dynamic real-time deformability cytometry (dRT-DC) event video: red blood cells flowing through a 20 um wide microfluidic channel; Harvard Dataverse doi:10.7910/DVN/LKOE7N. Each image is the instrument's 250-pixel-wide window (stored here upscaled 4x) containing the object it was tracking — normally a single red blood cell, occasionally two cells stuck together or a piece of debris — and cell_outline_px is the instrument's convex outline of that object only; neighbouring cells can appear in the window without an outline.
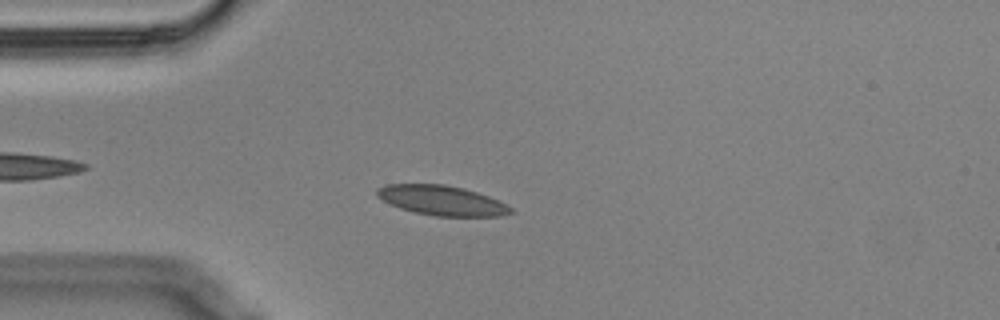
{"species": "Egyptian fruit bat (a non-hibernating species)", "species_latin": "Rousettus aegyptiacus", "temperature_condition": "cold", "stored_images_in_passage": 57, "camera_frame_rate_fps": 3000, "um_per_image_px": 0.085, "animal": {"sex": "male"}, "frame": {"image": 1, "passage_image": 14, "time_ms": 4.333, "image_size_px": [1000, 320], "cell_outline_px": [[516, 212], [504, 216], [436, 216], [416, 212], [400, 208], [376, 196], [376, 188], [384, 184], [444, 184], [464, 188], [488, 196], [508, 204]], "centroid_in_image_um": [37.59, 17.03], "position_along_channel_um": 47.4, "area_um2": 23.29}}
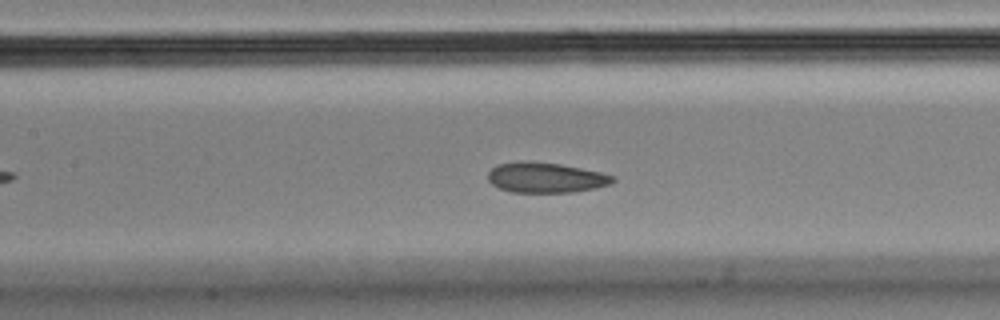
{"frame": {"image": 2, "passage_image": 25, "time_ms": 8.0, "image_size_px": [1000, 320], "cell_outline_px": [[616, 180], [612, 184], [596, 188], [572, 192], [512, 192], [500, 188], [492, 184], [488, 180], [488, 172], [496, 164], [520, 160], [528, 160], [560, 164], [600, 172], [616, 176]], "centroid_in_image_um": [46.39, 15.08], "position_along_channel_um": 161.0, "area_um2": 22.25}}
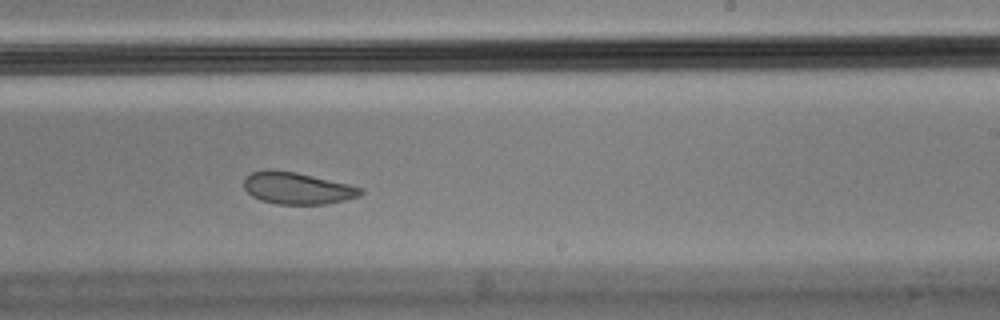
{"frame": {"image": 3, "passage_image": 34, "time_ms": 11.0, "image_size_px": [1000, 320], "cell_outline_px": [[364, 192], [360, 196], [344, 200], [324, 204], [276, 204], [260, 200], [252, 196], [244, 188], [244, 176], [252, 172], [268, 168], [296, 172], [348, 184], [364, 188]], "centroid_in_image_um": [25.24, 15.98], "position_along_channel_um": 263.8, "area_um2": 21.85}, "authors_computed_cell_mechanics": {"area_um2": 22.831, "velocity_mm_per_s": 3.4354, "shape_relaxation_time_tau1_ms": 4.9998, "shape_relaxation_time_tau2_ms": 1.4423, "deformation_change_tau1": 0.0989, "deformation_change_tau2": 0.0422}}